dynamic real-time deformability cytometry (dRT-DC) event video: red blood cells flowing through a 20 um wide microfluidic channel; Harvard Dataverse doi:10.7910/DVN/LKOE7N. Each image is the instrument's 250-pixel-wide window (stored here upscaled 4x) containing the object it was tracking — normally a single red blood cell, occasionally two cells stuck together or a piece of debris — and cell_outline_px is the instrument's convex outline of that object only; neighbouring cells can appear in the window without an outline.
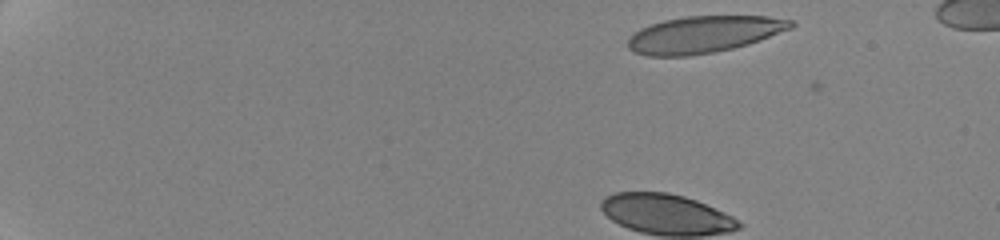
{"species": "human", "species_latin": "Homo sapiens", "temperature_condition": "cold", "stored_images_in_passage": 14, "camera_frame_rate_fps": 3000, "um_per_image_px": 0.085, "donor": {"sex": "female"}, "frame": {"image": 1, "passage_image": 1, "time_ms": 0.0, "image_size_px": [1000, 240], "cell_outline_px": [[796, 24], [792, 28], [748, 44], [732, 48], [712, 52], [688, 56], [648, 56], [636, 52], [628, 48], [628, 40], [640, 28], [664, 20], [688, 16], [768, 16], [792, 20]], "centroid_in_image_um": [59.85, 2.92], "position_along_channel_um": 25.2, "area_um2": 34.62}}
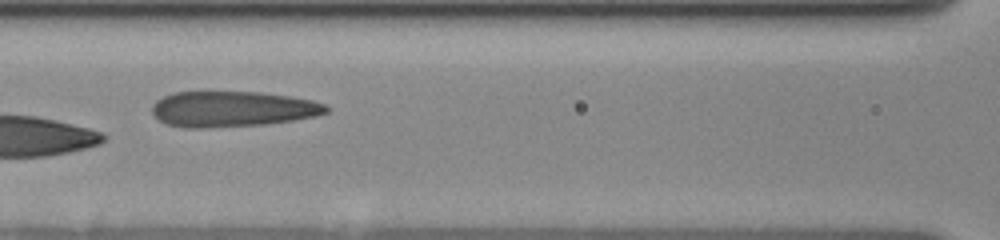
{"frame": {"image": 2, "passage_image": 7, "time_ms": 7.333, "image_size_px": [1000, 240], "cell_outline_px": [[328, 112], [316, 116], [292, 120], [264, 124], [208, 128], [184, 128], [164, 124], [152, 112], [152, 104], [156, 100], [172, 92], [260, 92], [288, 96], [312, 100], [324, 104], [328, 108]], "centroid_in_image_um": [19.71, 9.27], "position_along_channel_um": 146.9, "area_um2": 36.18}}
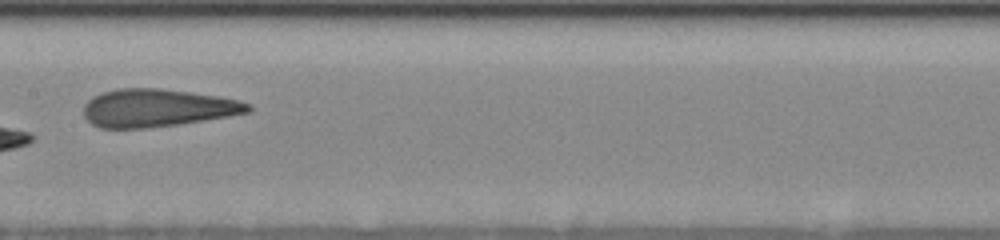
{"frame": {"image": 3, "passage_image": 8, "time_ms": 8.667, "image_size_px": [1000, 240], "cell_outline_px": [[252, 108], [248, 112], [228, 116], [204, 120], [148, 128], [100, 128], [92, 124], [84, 116], [84, 104], [92, 96], [104, 92], [120, 88], [160, 88], [216, 96], [240, 100], [252, 104]], "centroid_in_image_um": [13.35, 9.17], "position_along_channel_um": 194.0, "area_um2": 36.07}, "authors_computed_cell_mechanics": {"area_um2": 35.6915, "velocity_mm_per_s": 3.5263, "shape_relaxation_time_tau1_ms": null, "shape_relaxation_time_tau2_ms": 1.5203, "deformation_change_tau1": null, "deformation_change_tau2": 0.0908}}